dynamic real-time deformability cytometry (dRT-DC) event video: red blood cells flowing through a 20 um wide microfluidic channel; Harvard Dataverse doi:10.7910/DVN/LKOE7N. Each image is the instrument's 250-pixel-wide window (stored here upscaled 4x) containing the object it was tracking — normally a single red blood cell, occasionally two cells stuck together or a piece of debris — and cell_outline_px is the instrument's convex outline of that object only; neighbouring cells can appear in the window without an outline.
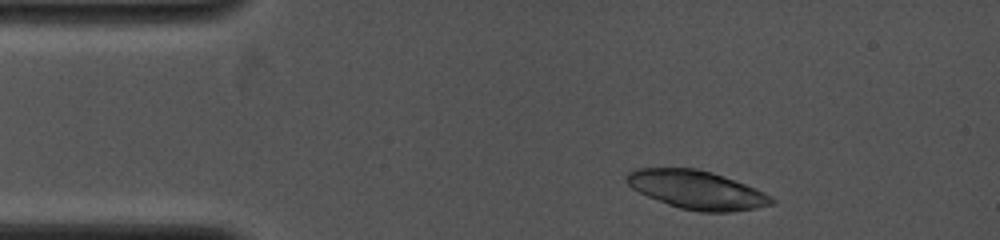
{"species": "common noctule bat (a hibernating species)", "species_latin": "Nyctalus noctula", "temperature_condition": "cold", "stored_images_in_passage": 17, "camera_frame_rate_fps": 4000, "um_per_image_px": 0.085, "animal": {"sex": "female", "body_mass_g": 19.0, "forearm_length_mm": 53.3}, "frame": {"image": 1, "passage_image": 6, "time_ms": 0.75, "image_size_px": [1000, 240], "cell_outline_px": [[776, 204], [756, 208], [728, 212], [700, 212], [680, 208], [668, 204], [648, 196], [632, 188], [628, 184], [624, 176], [628, 172], [636, 168], [696, 168], [712, 172], [724, 176], [756, 188], [772, 196], [776, 200]], "centroid_in_image_um": [59.26, 16.13], "position_along_channel_um": 25.7, "area_um2": 32.6}}